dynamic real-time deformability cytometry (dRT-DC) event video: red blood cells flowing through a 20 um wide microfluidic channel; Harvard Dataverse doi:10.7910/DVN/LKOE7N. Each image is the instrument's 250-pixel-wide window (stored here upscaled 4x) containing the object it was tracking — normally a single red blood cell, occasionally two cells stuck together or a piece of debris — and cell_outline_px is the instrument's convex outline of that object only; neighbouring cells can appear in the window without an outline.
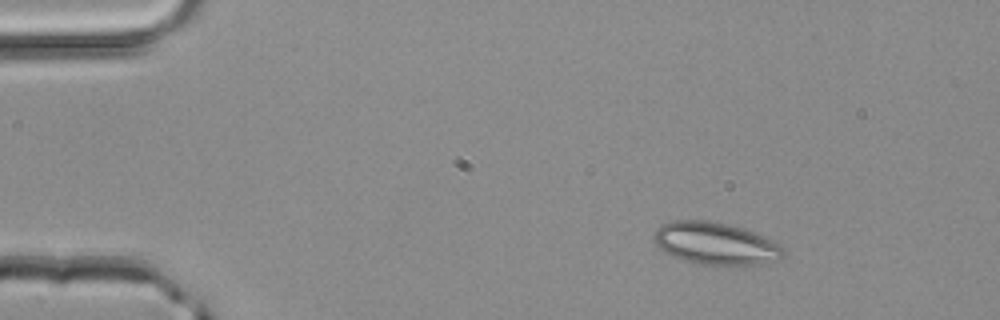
{"species": "common noctule bat (a hibernating species)", "species_latin": "Nyctalus noctula", "temperature_condition": "room temperature", "stored_images_in_passage": 3, "camera_frame_rate_fps": 3000, "um_per_image_px": 0.085, "animal": {"sex": "male", "body_mass_g": 20.4}, "frame": {"image": 1, "passage_image": 1, "time_ms": 0.0, "image_size_px": [1000, 320], "cell_outline_px": [[784, 256], [780, 260], [756, 264], [692, 264], [660, 248], [652, 240], [652, 236], [656, 228], [672, 220], [708, 220], [728, 224], [744, 228], [780, 244], [784, 252]], "centroid_in_image_um": [60.81, 20.68], "position_along_channel_um": 24.2, "area_um2": 31.67}}